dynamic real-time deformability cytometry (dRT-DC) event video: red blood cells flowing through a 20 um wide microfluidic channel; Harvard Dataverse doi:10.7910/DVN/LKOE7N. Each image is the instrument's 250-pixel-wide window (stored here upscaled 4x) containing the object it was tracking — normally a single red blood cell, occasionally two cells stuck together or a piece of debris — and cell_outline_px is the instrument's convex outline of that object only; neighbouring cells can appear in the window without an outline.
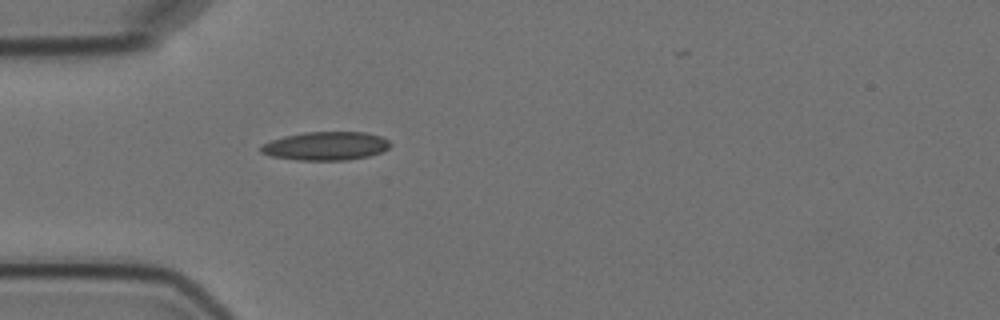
{"species": "Egyptian fruit bat (a non-hibernating species)", "species_latin": "Rousettus aegyptiacus", "temperature_condition": "cold", "stored_images_in_passage": 4, "camera_frame_rate_fps": 3000, "um_per_image_px": 0.085, "animal": {"sex": "female"}, "frame": {"image": 1, "passage_image": 4, "time_ms": 3.667, "image_size_px": [1000, 320], "cell_outline_px": [[392, 144], [388, 148], [380, 152], [368, 156], [348, 160], [296, 160], [272, 156], [260, 152], [260, 144], [284, 136], [304, 132], [364, 132], [380, 136], [388, 140]], "centroid_in_image_um": [27.67, 12.41], "position_along_channel_um": 57.3, "area_um2": 21.5}}